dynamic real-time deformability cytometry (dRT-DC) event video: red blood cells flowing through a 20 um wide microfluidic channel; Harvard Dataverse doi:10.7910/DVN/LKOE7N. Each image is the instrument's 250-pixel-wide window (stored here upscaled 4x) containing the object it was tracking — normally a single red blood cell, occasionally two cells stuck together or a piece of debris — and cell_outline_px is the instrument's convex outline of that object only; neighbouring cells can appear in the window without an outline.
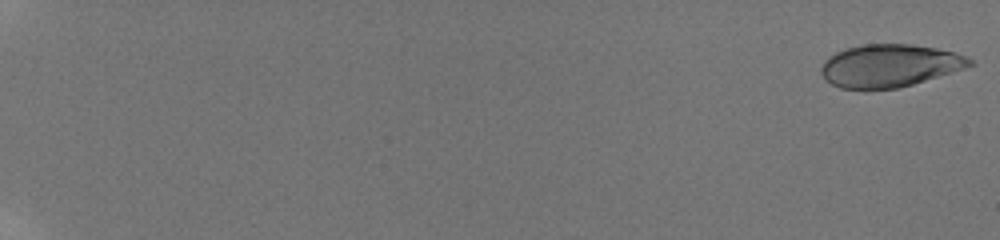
{"species": "human", "species_latin": "Homo sapiens", "temperature_condition": "room temperature", "stored_images_in_passage": 59, "camera_frame_rate_fps": 3000, "um_per_image_px": 0.085, "donor": {"sex": "male"}, "frame": {"image": 1, "passage_image": 1, "time_ms": 0.0, "image_size_px": [1000, 240], "cell_outline_px": [[976, 64], [952, 72], [912, 84], [896, 88], [840, 88], [824, 80], [820, 72], [820, 68], [824, 60], [828, 56], [836, 52], [848, 48], [864, 44], [912, 44], [936, 48], [952, 52], [964, 56], [972, 60]], "centroid_in_image_um": [75.57, 5.57], "position_along_channel_um": 9.4, "area_um2": 36.65}}
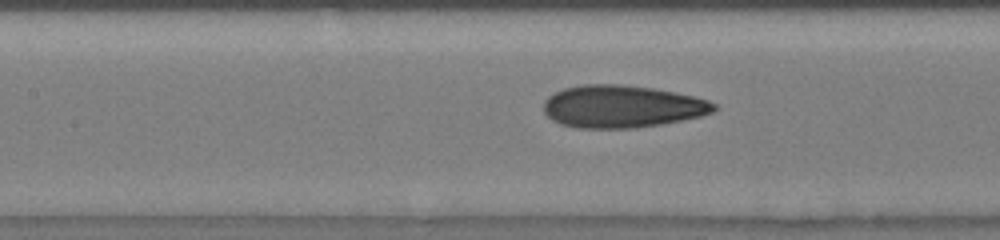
{"frame": {"image": 2, "passage_image": 32, "time_ms": 10.333, "image_size_px": [1000, 240], "cell_outline_px": [[716, 108], [712, 112], [700, 116], [660, 124], [636, 128], [576, 128], [560, 124], [552, 120], [544, 112], [544, 100], [548, 96], [564, 88], [584, 84], [620, 84], [652, 88], [676, 92], [708, 100], [716, 104]], "centroid_in_image_um": [52.84, 9.05], "position_along_channel_um": 154.6, "area_um2": 42.08}}
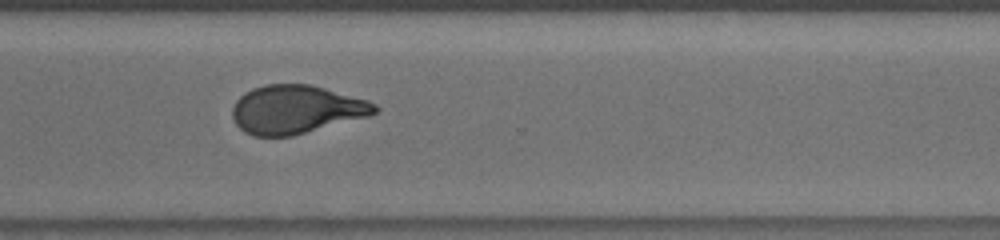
{"frame": {"image": 3, "passage_image": 47, "time_ms": 15.333, "image_size_px": [1000, 240], "cell_outline_px": [[380, 108], [376, 112], [368, 116], [292, 136], [252, 136], [244, 132], [236, 124], [232, 116], [232, 108], [236, 100], [244, 92], [252, 88], [264, 84], [312, 84], [368, 100], [376, 104]], "centroid_in_image_um": [25.15, 9.29], "position_along_channel_um": 345.4, "area_um2": 40.34}, "authors_computed_cell_mechanics": {"area_um2": 39.9398, "velocity_mm_per_s": 3.8255, "shape_relaxation_time_tau1_ms": 8.0721, "shape_relaxation_time_tau2_ms": 1.1776, "deformation_change_tau1": 0.2263, "deformation_change_tau2": 0.0833}}